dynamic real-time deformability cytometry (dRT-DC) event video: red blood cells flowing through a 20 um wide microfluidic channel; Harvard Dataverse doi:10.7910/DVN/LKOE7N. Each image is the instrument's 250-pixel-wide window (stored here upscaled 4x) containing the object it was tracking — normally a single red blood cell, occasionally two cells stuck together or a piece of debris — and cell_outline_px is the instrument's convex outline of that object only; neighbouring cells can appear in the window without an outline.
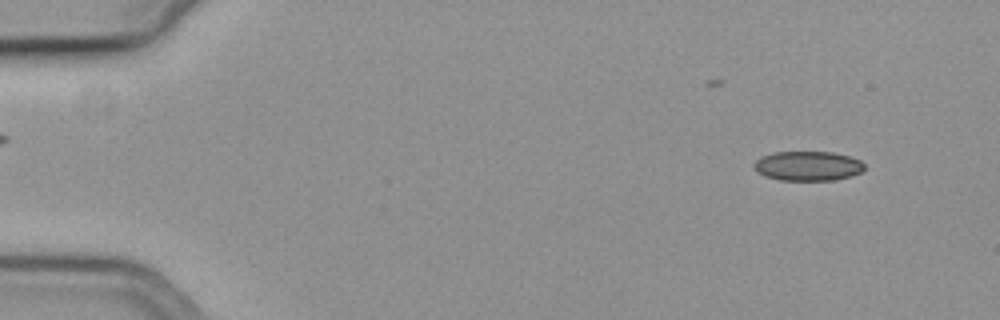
{"species": "common noctule bat (a hibernating species)", "species_latin": "Nyctalus noctula", "temperature_condition": "cold", "stored_images_in_passage": 56, "camera_frame_rate_fps": 3000, "um_per_image_px": 0.085, "animal": {"sex": "female", "body_mass_g": 19.3, "forearm_length_mm": 54.1}, "frame": {"image": 1, "passage_image": 5, "time_ms": 1.333, "image_size_px": [1000, 320], "cell_outline_px": [[864, 168], [860, 172], [852, 176], [836, 180], [780, 180], [764, 176], [756, 172], [752, 164], [760, 156], [772, 152], [832, 152], [848, 156], [860, 160], [864, 164]], "centroid_in_image_um": [68.62, 14.11], "position_along_channel_um": 16.4, "area_um2": 19.19}}
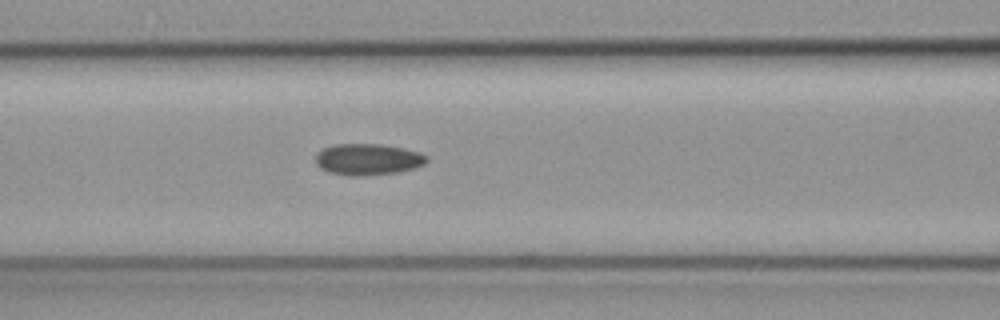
{"frame": {"image": 2, "passage_image": 24, "time_ms": 7.667, "image_size_px": [1000, 320], "cell_outline_px": [[428, 160], [424, 164], [416, 168], [396, 172], [360, 176], [348, 176], [328, 172], [320, 168], [316, 164], [316, 152], [324, 148], [336, 144], [380, 144], [404, 148], [420, 152], [428, 156]], "centroid_in_image_um": [31.27, 13.54], "position_along_channel_um": 135.3, "area_um2": 20.46}}
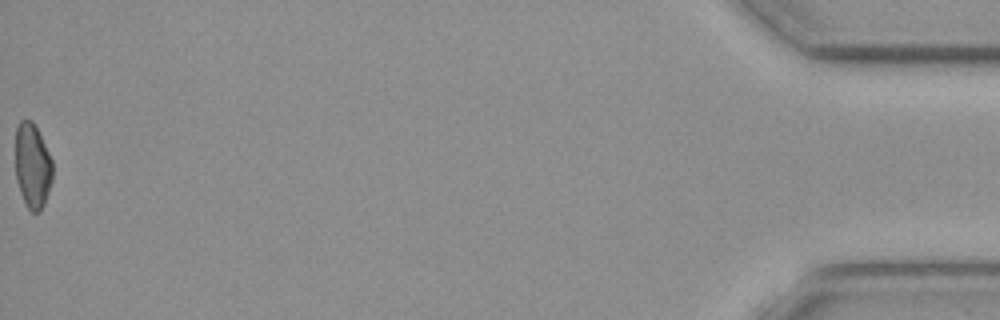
{"frame": {"image": 3, "passage_image": 56, "time_ms": 18.333, "image_size_px": [1000, 320], "cell_outline_px": [[52, 180], [44, 204], [40, 212], [32, 212], [28, 208], [20, 192], [16, 180], [16, 128], [20, 120], [32, 120], [52, 160]], "centroid_in_image_um": [2.75, 14.11], "position_along_channel_um": 432.4, "area_um2": 18.15}, "authors_computed_cell_mechanics": {"area_um2": 19.5075, "velocity_mm_per_s": 3.7587, "shape_relaxation_time_tau1_ms": 7.079, "shape_relaxation_time_tau2_ms": null, "deformation_change_tau1": 0.1145, "deformation_change_tau2": null}}